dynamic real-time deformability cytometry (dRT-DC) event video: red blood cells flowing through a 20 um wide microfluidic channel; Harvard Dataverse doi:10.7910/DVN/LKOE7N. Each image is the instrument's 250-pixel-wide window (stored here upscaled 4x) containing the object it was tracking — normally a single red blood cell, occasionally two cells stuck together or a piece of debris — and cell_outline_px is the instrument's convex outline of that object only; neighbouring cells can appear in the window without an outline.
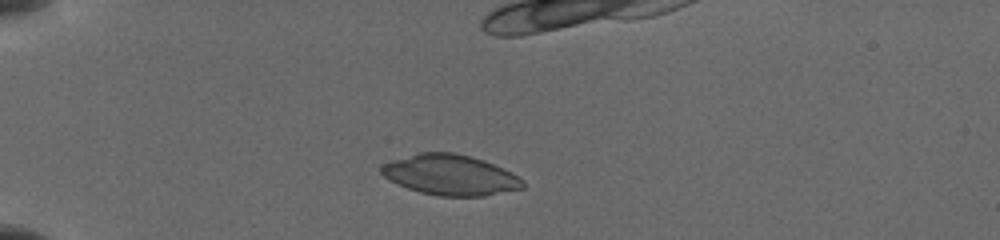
{"species": "common noctule bat (a hibernating species)", "species_latin": "Nyctalus noctula", "temperature_condition": "cold", "stored_images_in_passage": 6, "camera_frame_rate_fps": 3000, "um_per_image_px": 0.085, "animal": {"sex": "female", "body_mass_g": 19.5, "forearm_length_mm": 54.1}, "frame": {"image": 1, "passage_image": 1, "time_ms": 0.0, "image_size_px": [1000, 240], "cell_outline_px": [[524, 188], [484, 196], [440, 196], [420, 192], [408, 188], [384, 176], [380, 172], [380, 168], [384, 164], [392, 160], [420, 152], [452, 152], [484, 160], [512, 172], [524, 180]], "centroid_in_image_um": [38.31, 14.87], "position_along_channel_um": 46.7, "area_um2": 33.12}}